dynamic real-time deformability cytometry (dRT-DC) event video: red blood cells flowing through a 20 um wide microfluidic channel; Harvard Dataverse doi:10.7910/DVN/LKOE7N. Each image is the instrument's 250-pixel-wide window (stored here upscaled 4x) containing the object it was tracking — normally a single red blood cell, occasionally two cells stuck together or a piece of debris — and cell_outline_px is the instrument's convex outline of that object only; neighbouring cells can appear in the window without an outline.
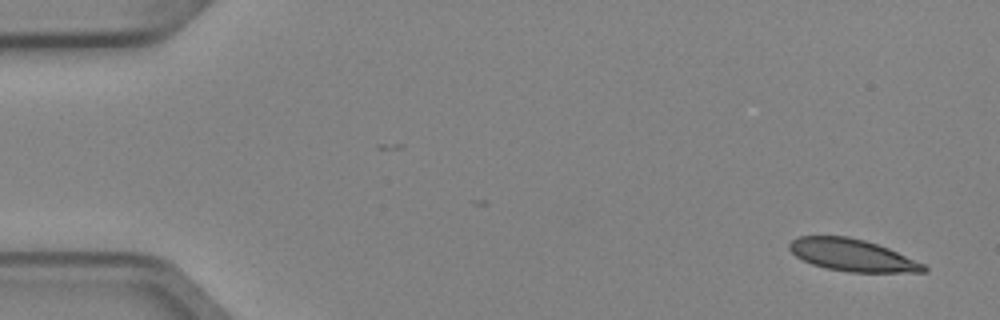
{"species": "Egyptian fruit bat (a non-hibernating species)", "species_latin": "Rousettus aegyptiacus", "temperature_condition": "cold", "stored_images_in_passage": 2, "camera_frame_rate_fps": 3000, "um_per_image_px": 0.085, "animal": {"sex": "female"}, "frame": {"image": 1, "passage_image": 2, "time_ms": 0.333, "image_size_px": [1000, 320], "cell_outline_px": [[928, 268], [924, 272], [852, 272], [828, 268], [812, 264], [796, 256], [788, 248], [788, 244], [792, 240], [800, 236], [848, 236], [864, 240], [888, 248], [924, 264]], "centroid_in_image_um": [72.43, 21.68], "position_along_channel_um": 12.6, "area_um2": 24.8}}